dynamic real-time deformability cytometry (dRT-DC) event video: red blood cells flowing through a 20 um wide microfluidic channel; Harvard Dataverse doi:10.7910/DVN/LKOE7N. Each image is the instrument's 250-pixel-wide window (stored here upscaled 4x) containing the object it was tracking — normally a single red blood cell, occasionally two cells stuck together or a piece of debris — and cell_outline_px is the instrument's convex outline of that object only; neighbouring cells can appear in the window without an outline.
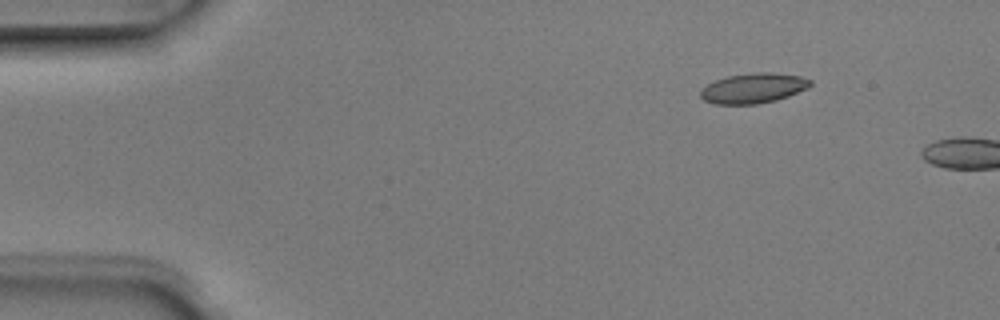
{"species": "Egyptian fruit bat (a non-hibernating species)", "species_latin": "Rousettus aegyptiacus", "temperature_condition": "room temperature", "stored_images_in_passage": 3, "camera_frame_rate_fps": 3000, "um_per_image_px": 0.085, "animal": {"sex": "male"}, "frame": {"image": 1, "passage_image": 2, "time_ms": 0.333, "image_size_px": [1000, 320], "cell_outline_px": [[812, 84], [808, 88], [788, 96], [776, 100], [756, 104], [716, 104], [704, 100], [700, 96], [700, 92], [708, 84], [716, 80], [728, 76], [756, 72], [772, 72], [800, 76], [812, 80]], "centroid_in_image_um": [64.07, 7.49], "position_along_channel_um": 20.9, "area_um2": 19.13}}